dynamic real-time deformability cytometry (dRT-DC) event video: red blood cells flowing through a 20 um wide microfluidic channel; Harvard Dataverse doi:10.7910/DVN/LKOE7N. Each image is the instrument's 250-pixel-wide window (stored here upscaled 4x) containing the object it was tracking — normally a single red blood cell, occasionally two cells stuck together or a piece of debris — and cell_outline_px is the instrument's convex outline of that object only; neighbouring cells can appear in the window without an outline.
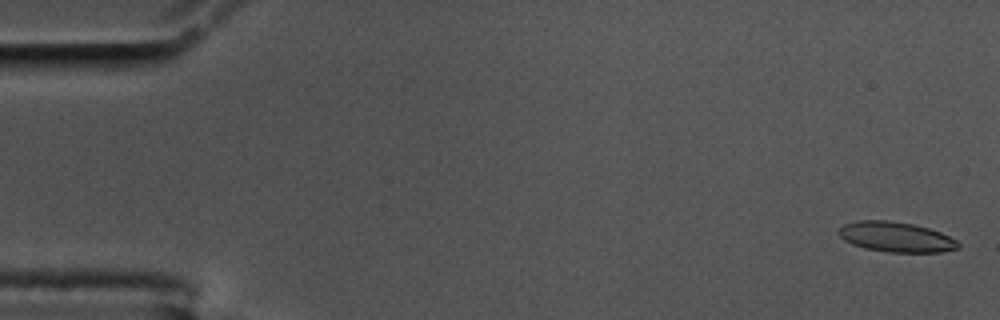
{"species": "common noctule bat (a hibernating species)", "species_latin": "Nyctalus noctula", "temperature_condition": "cold", "stored_images_in_passage": 15, "camera_frame_rate_fps": 3000, "um_per_image_px": 0.085, "animal": {"sex": "male", "body_mass_g": 17.5, "forearm_length_mm": 52.3}, "frame": {"image": 1, "passage_image": 2, "time_ms": 0.333, "image_size_px": [1000, 320], "cell_outline_px": [[960, 248], [944, 252], [888, 252], [864, 248], [852, 244], [844, 240], [836, 232], [844, 224], [856, 220], [888, 220], [912, 224], [928, 228], [940, 232], [956, 240], [960, 244]], "centroid_in_image_um": [76.15, 20.14], "position_along_channel_um": 8.9, "area_um2": 21.04}}